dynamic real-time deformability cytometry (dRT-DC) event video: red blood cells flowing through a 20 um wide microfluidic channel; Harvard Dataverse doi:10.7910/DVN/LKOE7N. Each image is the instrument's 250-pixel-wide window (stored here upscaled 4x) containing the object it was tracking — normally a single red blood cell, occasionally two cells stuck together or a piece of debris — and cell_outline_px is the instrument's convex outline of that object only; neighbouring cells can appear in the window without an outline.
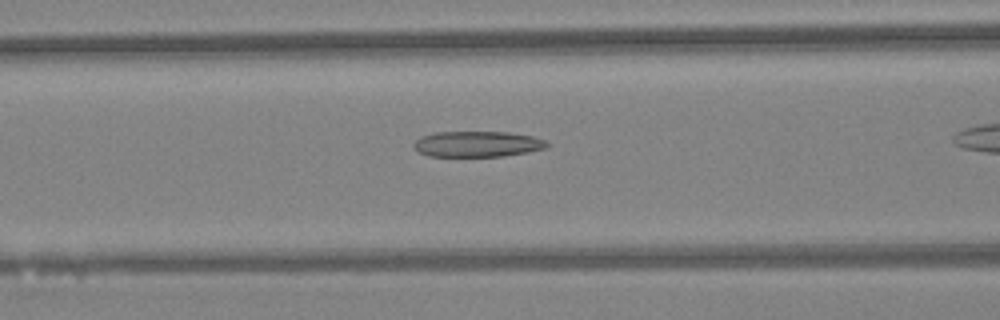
{"species": "Egyptian fruit bat (a non-hibernating species)", "species_latin": "Rousettus aegyptiacus", "temperature_condition": "warm", "stored_images_in_passage": 34, "camera_frame_rate_fps": 3000, "um_per_image_px": 0.085, "animal": {"sex": "female"}, "frame": {"image": 1, "passage_image": 16, "time_ms": 5.0, "image_size_px": [1000, 320], "cell_outline_px": [[552, 144], [544, 148], [528, 152], [504, 156], [428, 156], [412, 148], [412, 144], [416, 140], [424, 136], [436, 132], [508, 132], [532, 136], [544, 140]], "centroid_in_image_um": [40.58, 12.24], "position_along_channel_um": 126.0, "area_um2": 19.94}}
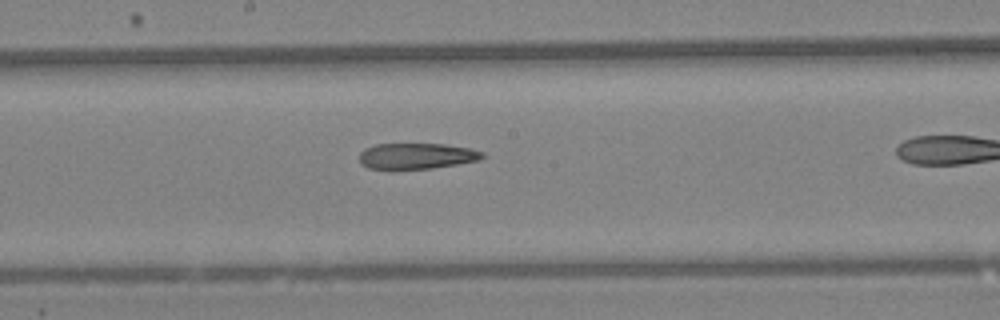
{"frame": {"image": 2, "passage_image": 22, "time_ms": 7.0, "image_size_px": [1000, 320], "cell_outline_px": [[484, 156], [480, 160], [432, 168], [392, 172], [388, 172], [368, 168], [360, 164], [360, 152], [364, 148], [376, 144], [444, 144], [472, 148], [484, 152]], "centroid_in_image_um": [35.34, 13.3], "position_along_channel_um": 212.9, "area_um2": 19.42}}
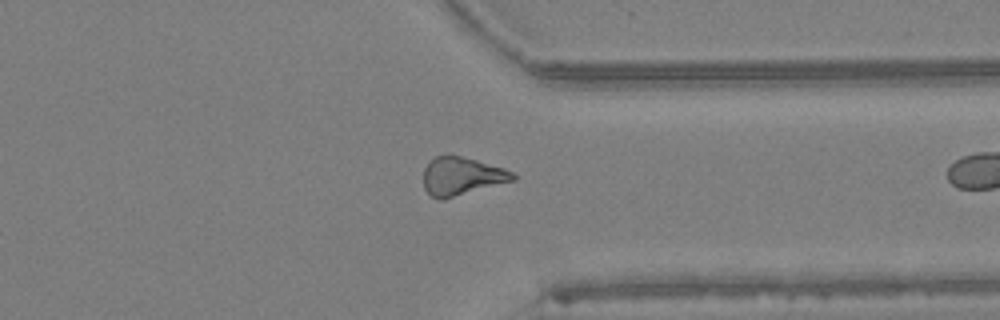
{"frame": {"image": 3, "passage_image": 33, "time_ms": 10.667, "image_size_px": [1000, 320], "cell_outline_px": [[516, 180], [444, 200], [440, 200], [432, 196], [424, 188], [424, 168], [436, 156], [448, 152], [504, 168], [512, 172], [516, 176]], "centroid_in_image_um": [39.25, 14.97], "position_along_channel_um": 372.2, "area_um2": 20.17}}